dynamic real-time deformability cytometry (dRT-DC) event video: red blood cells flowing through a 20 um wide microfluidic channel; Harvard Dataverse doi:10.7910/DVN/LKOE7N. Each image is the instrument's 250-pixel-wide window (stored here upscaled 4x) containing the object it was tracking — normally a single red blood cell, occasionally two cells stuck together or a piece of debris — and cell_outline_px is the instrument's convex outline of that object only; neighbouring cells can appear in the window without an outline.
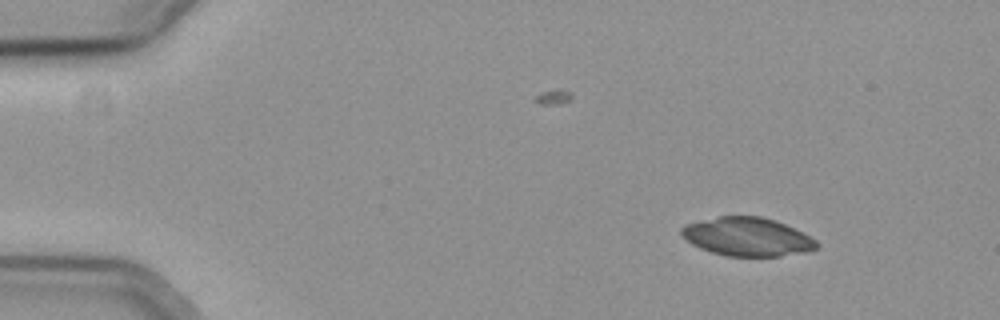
{"species": "common noctule bat (a hibernating species)", "species_latin": "Nyctalus noctula", "temperature_condition": "cold", "stored_images_in_passage": 50, "camera_frame_rate_fps": 3000, "um_per_image_px": 0.085, "animal": {"sex": "female", "body_mass_g": 19.3, "forearm_length_mm": 54.1}, "frame": {"image": 1, "passage_image": 1, "time_ms": 0.0, "image_size_px": [1000, 320], "cell_outline_px": [[820, 244], [816, 248], [808, 252], [780, 256], [724, 256], [700, 248], [692, 244], [680, 232], [680, 228], [684, 224], [720, 216], [760, 216], [776, 220], [816, 240]], "centroid_in_image_um": [63.51, 20.13], "position_along_channel_um": 21.5, "area_um2": 30.23}}